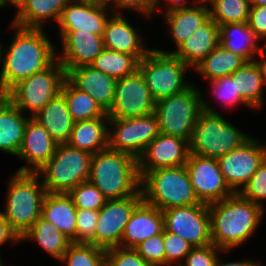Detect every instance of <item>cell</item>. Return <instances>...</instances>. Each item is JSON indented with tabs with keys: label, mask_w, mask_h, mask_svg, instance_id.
Segmentation results:
<instances>
[{
	"label": "cell",
	"mask_w": 266,
	"mask_h": 266,
	"mask_svg": "<svg viewBox=\"0 0 266 266\" xmlns=\"http://www.w3.org/2000/svg\"><path fill=\"white\" fill-rule=\"evenodd\" d=\"M193 246L176 234L164 229L165 266H173L179 259H185Z\"/></svg>",
	"instance_id": "cell-44"
},
{
	"label": "cell",
	"mask_w": 266,
	"mask_h": 266,
	"mask_svg": "<svg viewBox=\"0 0 266 266\" xmlns=\"http://www.w3.org/2000/svg\"><path fill=\"white\" fill-rule=\"evenodd\" d=\"M33 118L57 143H66L69 140L74 121L61 93L50 100Z\"/></svg>",
	"instance_id": "cell-28"
},
{
	"label": "cell",
	"mask_w": 266,
	"mask_h": 266,
	"mask_svg": "<svg viewBox=\"0 0 266 266\" xmlns=\"http://www.w3.org/2000/svg\"><path fill=\"white\" fill-rule=\"evenodd\" d=\"M90 179L107 200L134 196L140 190L137 159L105 149L92 156Z\"/></svg>",
	"instance_id": "cell-3"
},
{
	"label": "cell",
	"mask_w": 266,
	"mask_h": 266,
	"mask_svg": "<svg viewBox=\"0 0 266 266\" xmlns=\"http://www.w3.org/2000/svg\"><path fill=\"white\" fill-rule=\"evenodd\" d=\"M76 2H83V3H91V4H97V5H107L108 0H73Z\"/></svg>",
	"instance_id": "cell-54"
},
{
	"label": "cell",
	"mask_w": 266,
	"mask_h": 266,
	"mask_svg": "<svg viewBox=\"0 0 266 266\" xmlns=\"http://www.w3.org/2000/svg\"><path fill=\"white\" fill-rule=\"evenodd\" d=\"M13 40L6 52L1 48L0 74L4 87L10 90L18 82L48 68L56 59V46L43 29L22 28L14 24ZM2 66V67H1Z\"/></svg>",
	"instance_id": "cell-1"
},
{
	"label": "cell",
	"mask_w": 266,
	"mask_h": 266,
	"mask_svg": "<svg viewBox=\"0 0 266 266\" xmlns=\"http://www.w3.org/2000/svg\"><path fill=\"white\" fill-rule=\"evenodd\" d=\"M141 35L124 18L123 12L120 14L112 13L102 36L103 46L117 52L134 55L140 61L150 50L144 46Z\"/></svg>",
	"instance_id": "cell-23"
},
{
	"label": "cell",
	"mask_w": 266,
	"mask_h": 266,
	"mask_svg": "<svg viewBox=\"0 0 266 266\" xmlns=\"http://www.w3.org/2000/svg\"><path fill=\"white\" fill-rule=\"evenodd\" d=\"M0 266H5V265L3 264V260H2L1 255H0Z\"/></svg>",
	"instance_id": "cell-59"
},
{
	"label": "cell",
	"mask_w": 266,
	"mask_h": 266,
	"mask_svg": "<svg viewBox=\"0 0 266 266\" xmlns=\"http://www.w3.org/2000/svg\"><path fill=\"white\" fill-rule=\"evenodd\" d=\"M212 86V94H214L218 99L230 107L237 106V104L242 103L243 105L251 108L236 92L235 79H232L231 75L217 78L210 81Z\"/></svg>",
	"instance_id": "cell-45"
},
{
	"label": "cell",
	"mask_w": 266,
	"mask_h": 266,
	"mask_svg": "<svg viewBox=\"0 0 266 266\" xmlns=\"http://www.w3.org/2000/svg\"><path fill=\"white\" fill-rule=\"evenodd\" d=\"M164 229L180 236L193 247H203L211 242V217L208 205L199 203L162 211Z\"/></svg>",
	"instance_id": "cell-12"
},
{
	"label": "cell",
	"mask_w": 266,
	"mask_h": 266,
	"mask_svg": "<svg viewBox=\"0 0 266 266\" xmlns=\"http://www.w3.org/2000/svg\"><path fill=\"white\" fill-rule=\"evenodd\" d=\"M109 118L99 117L74 122L69 146L89 152L92 155L108 148Z\"/></svg>",
	"instance_id": "cell-27"
},
{
	"label": "cell",
	"mask_w": 266,
	"mask_h": 266,
	"mask_svg": "<svg viewBox=\"0 0 266 266\" xmlns=\"http://www.w3.org/2000/svg\"><path fill=\"white\" fill-rule=\"evenodd\" d=\"M160 134L156 115L109 118L108 148L138 159L145 148Z\"/></svg>",
	"instance_id": "cell-11"
},
{
	"label": "cell",
	"mask_w": 266,
	"mask_h": 266,
	"mask_svg": "<svg viewBox=\"0 0 266 266\" xmlns=\"http://www.w3.org/2000/svg\"><path fill=\"white\" fill-rule=\"evenodd\" d=\"M66 78L79 90L88 93L107 113L114 101L117 80L91 65L70 69Z\"/></svg>",
	"instance_id": "cell-21"
},
{
	"label": "cell",
	"mask_w": 266,
	"mask_h": 266,
	"mask_svg": "<svg viewBox=\"0 0 266 266\" xmlns=\"http://www.w3.org/2000/svg\"><path fill=\"white\" fill-rule=\"evenodd\" d=\"M188 69L190 67L179 57L154 48H150L138 65V71L156 102L179 94L192 85L184 79Z\"/></svg>",
	"instance_id": "cell-8"
},
{
	"label": "cell",
	"mask_w": 266,
	"mask_h": 266,
	"mask_svg": "<svg viewBox=\"0 0 266 266\" xmlns=\"http://www.w3.org/2000/svg\"><path fill=\"white\" fill-rule=\"evenodd\" d=\"M71 0H29L25 8L14 18L12 24L22 28L43 29L45 21L58 23L62 11Z\"/></svg>",
	"instance_id": "cell-31"
},
{
	"label": "cell",
	"mask_w": 266,
	"mask_h": 266,
	"mask_svg": "<svg viewBox=\"0 0 266 266\" xmlns=\"http://www.w3.org/2000/svg\"><path fill=\"white\" fill-rule=\"evenodd\" d=\"M227 252L230 250H223L216 247L214 244H209L203 247H193L190 253L186 256L184 264L178 263V266H214L217 255L220 252Z\"/></svg>",
	"instance_id": "cell-46"
},
{
	"label": "cell",
	"mask_w": 266,
	"mask_h": 266,
	"mask_svg": "<svg viewBox=\"0 0 266 266\" xmlns=\"http://www.w3.org/2000/svg\"><path fill=\"white\" fill-rule=\"evenodd\" d=\"M58 143L53 140L45 128L33 117L28 119L25 126L23 142L17 158L25 161L26 166L17 172L39 171L54 155Z\"/></svg>",
	"instance_id": "cell-19"
},
{
	"label": "cell",
	"mask_w": 266,
	"mask_h": 266,
	"mask_svg": "<svg viewBox=\"0 0 266 266\" xmlns=\"http://www.w3.org/2000/svg\"><path fill=\"white\" fill-rule=\"evenodd\" d=\"M265 46H266V43H265L262 51L258 54L259 56H261V59H259V60L255 59V62L257 63V65L261 71L264 85H266V52H265L266 47Z\"/></svg>",
	"instance_id": "cell-52"
},
{
	"label": "cell",
	"mask_w": 266,
	"mask_h": 266,
	"mask_svg": "<svg viewBox=\"0 0 266 266\" xmlns=\"http://www.w3.org/2000/svg\"><path fill=\"white\" fill-rule=\"evenodd\" d=\"M108 8L107 5L71 0L64 7L58 21L59 35L65 30H82L103 36L106 23L111 16Z\"/></svg>",
	"instance_id": "cell-20"
},
{
	"label": "cell",
	"mask_w": 266,
	"mask_h": 266,
	"mask_svg": "<svg viewBox=\"0 0 266 266\" xmlns=\"http://www.w3.org/2000/svg\"><path fill=\"white\" fill-rule=\"evenodd\" d=\"M211 217V242L223 250H232L256 232L264 209L239 192L208 205Z\"/></svg>",
	"instance_id": "cell-2"
},
{
	"label": "cell",
	"mask_w": 266,
	"mask_h": 266,
	"mask_svg": "<svg viewBox=\"0 0 266 266\" xmlns=\"http://www.w3.org/2000/svg\"><path fill=\"white\" fill-rule=\"evenodd\" d=\"M105 266H152L134 248L113 247L106 249Z\"/></svg>",
	"instance_id": "cell-43"
},
{
	"label": "cell",
	"mask_w": 266,
	"mask_h": 266,
	"mask_svg": "<svg viewBox=\"0 0 266 266\" xmlns=\"http://www.w3.org/2000/svg\"><path fill=\"white\" fill-rule=\"evenodd\" d=\"M40 176L31 172H15L8 181L4 219L22 237L41 217L46 195Z\"/></svg>",
	"instance_id": "cell-4"
},
{
	"label": "cell",
	"mask_w": 266,
	"mask_h": 266,
	"mask_svg": "<svg viewBox=\"0 0 266 266\" xmlns=\"http://www.w3.org/2000/svg\"><path fill=\"white\" fill-rule=\"evenodd\" d=\"M185 166L201 203L210 205L234 193L226 184L217 159L190 154Z\"/></svg>",
	"instance_id": "cell-16"
},
{
	"label": "cell",
	"mask_w": 266,
	"mask_h": 266,
	"mask_svg": "<svg viewBox=\"0 0 266 266\" xmlns=\"http://www.w3.org/2000/svg\"><path fill=\"white\" fill-rule=\"evenodd\" d=\"M20 240L37 242L44 251L58 261L72 243L50 221L44 219L42 216L20 237Z\"/></svg>",
	"instance_id": "cell-33"
},
{
	"label": "cell",
	"mask_w": 266,
	"mask_h": 266,
	"mask_svg": "<svg viewBox=\"0 0 266 266\" xmlns=\"http://www.w3.org/2000/svg\"><path fill=\"white\" fill-rule=\"evenodd\" d=\"M105 253L93 244L71 243L59 261L65 266H105Z\"/></svg>",
	"instance_id": "cell-38"
},
{
	"label": "cell",
	"mask_w": 266,
	"mask_h": 266,
	"mask_svg": "<svg viewBox=\"0 0 266 266\" xmlns=\"http://www.w3.org/2000/svg\"><path fill=\"white\" fill-rule=\"evenodd\" d=\"M210 18L218 26L247 22L250 13L249 0H206Z\"/></svg>",
	"instance_id": "cell-37"
},
{
	"label": "cell",
	"mask_w": 266,
	"mask_h": 266,
	"mask_svg": "<svg viewBox=\"0 0 266 266\" xmlns=\"http://www.w3.org/2000/svg\"><path fill=\"white\" fill-rule=\"evenodd\" d=\"M9 101V92H0V109Z\"/></svg>",
	"instance_id": "cell-55"
},
{
	"label": "cell",
	"mask_w": 266,
	"mask_h": 266,
	"mask_svg": "<svg viewBox=\"0 0 266 266\" xmlns=\"http://www.w3.org/2000/svg\"><path fill=\"white\" fill-rule=\"evenodd\" d=\"M239 193L265 210L262 202L266 200V159Z\"/></svg>",
	"instance_id": "cell-42"
},
{
	"label": "cell",
	"mask_w": 266,
	"mask_h": 266,
	"mask_svg": "<svg viewBox=\"0 0 266 266\" xmlns=\"http://www.w3.org/2000/svg\"><path fill=\"white\" fill-rule=\"evenodd\" d=\"M155 104L156 101L137 70L117 79L114 101L107 116L112 119L147 116L154 113Z\"/></svg>",
	"instance_id": "cell-14"
},
{
	"label": "cell",
	"mask_w": 266,
	"mask_h": 266,
	"mask_svg": "<svg viewBox=\"0 0 266 266\" xmlns=\"http://www.w3.org/2000/svg\"><path fill=\"white\" fill-rule=\"evenodd\" d=\"M41 216L50 221L72 243H76L77 208L68 194L46 193Z\"/></svg>",
	"instance_id": "cell-26"
},
{
	"label": "cell",
	"mask_w": 266,
	"mask_h": 266,
	"mask_svg": "<svg viewBox=\"0 0 266 266\" xmlns=\"http://www.w3.org/2000/svg\"><path fill=\"white\" fill-rule=\"evenodd\" d=\"M3 2L6 7L9 6V4L10 6H15V8H17L16 15H18L28 4L29 0H3Z\"/></svg>",
	"instance_id": "cell-53"
},
{
	"label": "cell",
	"mask_w": 266,
	"mask_h": 266,
	"mask_svg": "<svg viewBox=\"0 0 266 266\" xmlns=\"http://www.w3.org/2000/svg\"><path fill=\"white\" fill-rule=\"evenodd\" d=\"M18 244L21 242L18 234L12 229L9 223L4 219L2 212L0 211V245L3 243L10 242ZM1 253V252H0Z\"/></svg>",
	"instance_id": "cell-49"
},
{
	"label": "cell",
	"mask_w": 266,
	"mask_h": 266,
	"mask_svg": "<svg viewBox=\"0 0 266 266\" xmlns=\"http://www.w3.org/2000/svg\"><path fill=\"white\" fill-rule=\"evenodd\" d=\"M138 254L152 266H165L164 230L152 236L134 248Z\"/></svg>",
	"instance_id": "cell-41"
},
{
	"label": "cell",
	"mask_w": 266,
	"mask_h": 266,
	"mask_svg": "<svg viewBox=\"0 0 266 266\" xmlns=\"http://www.w3.org/2000/svg\"><path fill=\"white\" fill-rule=\"evenodd\" d=\"M61 94L74 122L108 117L107 113L86 92L76 88L67 78L64 80Z\"/></svg>",
	"instance_id": "cell-35"
},
{
	"label": "cell",
	"mask_w": 266,
	"mask_h": 266,
	"mask_svg": "<svg viewBox=\"0 0 266 266\" xmlns=\"http://www.w3.org/2000/svg\"><path fill=\"white\" fill-rule=\"evenodd\" d=\"M202 93L192 84L179 94L158 100L154 114L160 133L181 137L190 142L194 126L203 111Z\"/></svg>",
	"instance_id": "cell-9"
},
{
	"label": "cell",
	"mask_w": 266,
	"mask_h": 266,
	"mask_svg": "<svg viewBox=\"0 0 266 266\" xmlns=\"http://www.w3.org/2000/svg\"><path fill=\"white\" fill-rule=\"evenodd\" d=\"M4 7H5V5H4L3 0H0V8L2 9V8H4Z\"/></svg>",
	"instance_id": "cell-58"
},
{
	"label": "cell",
	"mask_w": 266,
	"mask_h": 266,
	"mask_svg": "<svg viewBox=\"0 0 266 266\" xmlns=\"http://www.w3.org/2000/svg\"><path fill=\"white\" fill-rule=\"evenodd\" d=\"M245 62L243 57L228 51L219 43L194 69L210 82L233 74Z\"/></svg>",
	"instance_id": "cell-32"
},
{
	"label": "cell",
	"mask_w": 266,
	"mask_h": 266,
	"mask_svg": "<svg viewBox=\"0 0 266 266\" xmlns=\"http://www.w3.org/2000/svg\"><path fill=\"white\" fill-rule=\"evenodd\" d=\"M143 200L141 189L123 199L106 200L99 210L95 229V246L103 249L121 247V239L135 207Z\"/></svg>",
	"instance_id": "cell-15"
},
{
	"label": "cell",
	"mask_w": 266,
	"mask_h": 266,
	"mask_svg": "<svg viewBox=\"0 0 266 266\" xmlns=\"http://www.w3.org/2000/svg\"><path fill=\"white\" fill-rule=\"evenodd\" d=\"M59 36L63 50L60 54L56 52V57L66 73L75 67L91 65L104 49L103 37L91 32L65 30Z\"/></svg>",
	"instance_id": "cell-18"
},
{
	"label": "cell",
	"mask_w": 266,
	"mask_h": 266,
	"mask_svg": "<svg viewBox=\"0 0 266 266\" xmlns=\"http://www.w3.org/2000/svg\"><path fill=\"white\" fill-rule=\"evenodd\" d=\"M140 189L143 200L161 211L200 203L185 165L147 172L141 178Z\"/></svg>",
	"instance_id": "cell-6"
},
{
	"label": "cell",
	"mask_w": 266,
	"mask_h": 266,
	"mask_svg": "<svg viewBox=\"0 0 266 266\" xmlns=\"http://www.w3.org/2000/svg\"><path fill=\"white\" fill-rule=\"evenodd\" d=\"M161 1H163V0H157V7L160 5ZM166 1L168 2V3L166 2L168 7L167 8L165 7V10H164L165 13L173 11V10L183 9V8L189 7V6H186L187 5L186 0H166ZM187 2H188V0H187Z\"/></svg>",
	"instance_id": "cell-51"
},
{
	"label": "cell",
	"mask_w": 266,
	"mask_h": 266,
	"mask_svg": "<svg viewBox=\"0 0 266 266\" xmlns=\"http://www.w3.org/2000/svg\"><path fill=\"white\" fill-rule=\"evenodd\" d=\"M92 154L58 143L52 158L36 173L44 177L46 193L68 194L78 184L89 181Z\"/></svg>",
	"instance_id": "cell-7"
},
{
	"label": "cell",
	"mask_w": 266,
	"mask_h": 266,
	"mask_svg": "<svg viewBox=\"0 0 266 266\" xmlns=\"http://www.w3.org/2000/svg\"><path fill=\"white\" fill-rule=\"evenodd\" d=\"M219 36L220 44L246 61H254L264 48L258 45L260 39L250 29L247 22L220 25Z\"/></svg>",
	"instance_id": "cell-29"
},
{
	"label": "cell",
	"mask_w": 266,
	"mask_h": 266,
	"mask_svg": "<svg viewBox=\"0 0 266 266\" xmlns=\"http://www.w3.org/2000/svg\"><path fill=\"white\" fill-rule=\"evenodd\" d=\"M250 6H266V0H249Z\"/></svg>",
	"instance_id": "cell-56"
},
{
	"label": "cell",
	"mask_w": 266,
	"mask_h": 266,
	"mask_svg": "<svg viewBox=\"0 0 266 266\" xmlns=\"http://www.w3.org/2000/svg\"><path fill=\"white\" fill-rule=\"evenodd\" d=\"M1 48H2V44L0 43V57H1Z\"/></svg>",
	"instance_id": "cell-60"
},
{
	"label": "cell",
	"mask_w": 266,
	"mask_h": 266,
	"mask_svg": "<svg viewBox=\"0 0 266 266\" xmlns=\"http://www.w3.org/2000/svg\"><path fill=\"white\" fill-rule=\"evenodd\" d=\"M189 155L188 140L160 133L137 159L139 177L155 169L185 165Z\"/></svg>",
	"instance_id": "cell-17"
},
{
	"label": "cell",
	"mask_w": 266,
	"mask_h": 266,
	"mask_svg": "<svg viewBox=\"0 0 266 266\" xmlns=\"http://www.w3.org/2000/svg\"><path fill=\"white\" fill-rule=\"evenodd\" d=\"M66 79L62 64L56 59L45 70L18 82L9 90V100L30 117L37 114L50 100L61 93Z\"/></svg>",
	"instance_id": "cell-10"
},
{
	"label": "cell",
	"mask_w": 266,
	"mask_h": 266,
	"mask_svg": "<svg viewBox=\"0 0 266 266\" xmlns=\"http://www.w3.org/2000/svg\"><path fill=\"white\" fill-rule=\"evenodd\" d=\"M164 230L162 211L142 200L133 210L121 239V247L135 248Z\"/></svg>",
	"instance_id": "cell-22"
},
{
	"label": "cell",
	"mask_w": 266,
	"mask_h": 266,
	"mask_svg": "<svg viewBox=\"0 0 266 266\" xmlns=\"http://www.w3.org/2000/svg\"><path fill=\"white\" fill-rule=\"evenodd\" d=\"M194 2L195 5L187 8L166 13L160 12L168 22L169 33H171L176 48L210 19V11L206 0H194Z\"/></svg>",
	"instance_id": "cell-25"
},
{
	"label": "cell",
	"mask_w": 266,
	"mask_h": 266,
	"mask_svg": "<svg viewBox=\"0 0 266 266\" xmlns=\"http://www.w3.org/2000/svg\"><path fill=\"white\" fill-rule=\"evenodd\" d=\"M219 43V26L210 18L206 23L199 27L190 38L181 43L176 50L166 51L165 53H172L193 69Z\"/></svg>",
	"instance_id": "cell-24"
},
{
	"label": "cell",
	"mask_w": 266,
	"mask_h": 266,
	"mask_svg": "<svg viewBox=\"0 0 266 266\" xmlns=\"http://www.w3.org/2000/svg\"><path fill=\"white\" fill-rule=\"evenodd\" d=\"M203 97L199 115L189 142L190 154L218 159L246 142L251 136L230 124Z\"/></svg>",
	"instance_id": "cell-5"
},
{
	"label": "cell",
	"mask_w": 266,
	"mask_h": 266,
	"mask_svg": "<svg viewBox=\"0 0 266 266\" xmlns=\"http://www.w3.org/2000/svg\"><path fill=\"white\" fill-rule=\"evenodd\" d=\"M265 159L266 142L263 144L262 141L251 136L241 146L217 160L226 184L234 193H238Z\"/></svg>",
	"instance_id": "cell-13"
},
{
	"label": "cell",
	"mask_w": 266,
	"mask_h": 266,
	"mask_svg": "<svg viewBox=\"0 0 266 266\" xmlns=\"http://www.w3.org/2000/svg\"><path fill=\"white\" fill-rule=\"evenodd\" d=\"M99 210L77 209L76 243L93 244L95 246V229Z\"/></svg>",
	"instance_id": "cell-40"
},
{
	"label": "cell",
	"mask_w": 266,
	"mask_h": 266,
	"mask_svg": "<svg viewBox=\"0 0 266 266\" xmlns=\"http://www.w3.org/2000/svg\"><path fill=\"white\" fill-rule=\"evenodd\" d=\"M107 6L111 14H120L119 9L122 11L123 9H128V11L132 9L151 18V15L157 10V0H108Z\"/></svg>",
	"instance_id": "cell-47"
},
{
	"label": "cell",
	"mask_w": 266,
	"mask_h": 266,
	"mask_svg": "<svg viewBox=\"0 0 266 266\" xmlns=\"http://www.w3.org/2000/svg\"><path fill=\"white\" fill-rule=\"evenodd\" d=\"M68 195L77 209L100 210L107 200L89 181L78 184Z\"/></svg>",
	"instance_id": "cell-39"
},
{
	"label": "cell",
	"mask_w": 266,
	"mask_h": 266,
	"mask_svg": "<svg viewBox=\"0 0 266 266\" xmlns=\"http://www.w3.org/2000/svg\"><path fill=\"white\" fill-rule=\"evenodd\" d=\"M0 92H9V90L6 89L2 83L1 74H0Z\"/></svg>",
	"instance_id": "cell-57"
},
{
	"label": "cell",
	"mask_w": 266,
	"mask_h": 266,
	"mask_svg": "<svg viewBox=\"0 0 266 266\" xmlns=\"http://www.w3.org/2000/svg\"><path fill=\"white\" fill-rule=\"evenodd\" d=\"M248 26L261 40H266V6H250Z\"/></svg>",
	"instance_id": "cell-48"
},
{
	"label": "cell",
	"mask_w": 266,
	"mask_h": 266,
	"mask_svg": "<svg viewBox=\"0 0 266 266\" xmlns=\"http://www.w3.org/2000/svg\"><path fill=\"white\" fill-rule=\"evenodd\" d=\"M10 100L0 109V151L18 155L28 117Z\"/></svg>",
	"instance_id": "cell-30"
},
{
	"label": "cell",
	"mask_w": 266,
	"mask_h": 266,
	"mask_svg": "<svg viewBox=\"0 0 266 266\" xmlns=\"http://www.w3.org/2000/svg\"><path fill=\"white\" fill-rule=\"evenodd\" d=\"M214 266H262L261 263L254 260H239L234 262H222V259L220 257H217Z\"/></svg>",
	"instance_id": "cell-50"
},
{
	"label": "cell",
	"mask_w": 266,
	"mask_h": 266,
	"mask_svg": "<svg viewBox=\"0 0 266 266\" xmlns=\"http://www.w3.org/2000/svg\"><path fill=\"white\" fill-rule=\"evenodd\" d=\"M231 77L235 79L236 92L251 108L262 107L264 82L255 60L246 61Z\"/></svg>",
	"instance_id": "cell-34"
},
{
	"label": "cell",
	"mask_w": 266,
	"mask_h": 266,
	"mask_svg": "<svg viewBox=\"0 0 266 266\" xmlns=\"http://www.w3.org/2000/svg\"><path fill=\"white\" fill-rule=\"evenodd\" d=\"M139 60L134 55L104 48L91 64L95 69L114 77L116 80L138 70Z\"/></svg>",
	"instance_id": "cell-36"
}]
</instances>
